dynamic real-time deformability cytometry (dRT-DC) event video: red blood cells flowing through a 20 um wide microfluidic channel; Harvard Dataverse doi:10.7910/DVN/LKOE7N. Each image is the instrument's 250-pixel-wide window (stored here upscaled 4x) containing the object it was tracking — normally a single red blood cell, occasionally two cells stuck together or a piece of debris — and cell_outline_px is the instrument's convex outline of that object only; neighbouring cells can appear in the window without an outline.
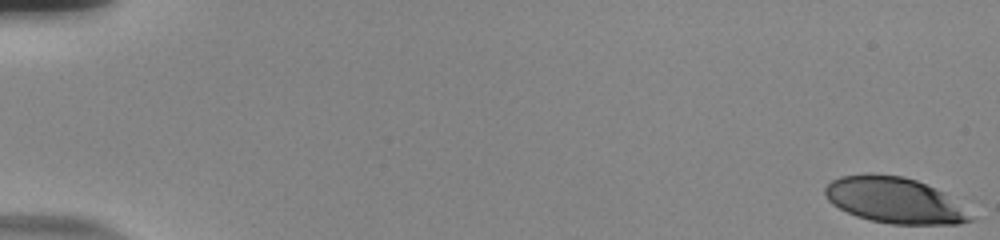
{"species": "human", "species_latin": "Homo sapiens", "temperature_condition": "room temperature", "stored_images_in_passage": 56, "camera_frame_rate_fps": 3000, "um_per_image_px": 0.085, "donor": {"sex": "male"}, "frame": {"image": 1, "passage_image": 1, "time_ms": 0.0, "image_size_px": [1000, 240], "cell_outline_px": [[976, 220], [956, 224], [892, 224], [872, 220], [856, 216], [832, 204], [824, 196], [824, 188], [832, 180], [840, 176], [904, 176], [916, 180], [944, 192]], "centroid_in_image_um": [76.03, 17.05], "position_along_channel_um": 9.0, "area_um2": 37.92}}
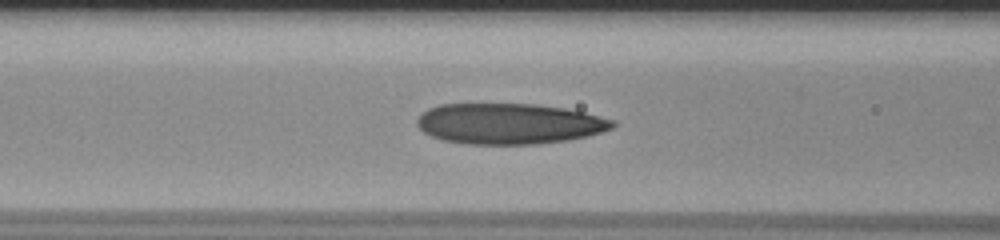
{"frame": {"image": 2, "passage_image": 25, "time_ms": 8.0, "image_size_px": [1000, 240], "cell_outline_px": [[616, 124], [612, 128], [588, 136], [568, 140], [536, 144], [464, 144], [444, 140], [432, 136], [424, 132], [416, 124], [416, 120], [428, 108], [440, 104], [536, 104], [564, 108], [584, 112], [616, 120]], "centroid_in_image_um": [43.29, 10.51], "position_along_channel_um": 123.3, "area_um2": 46.47}}
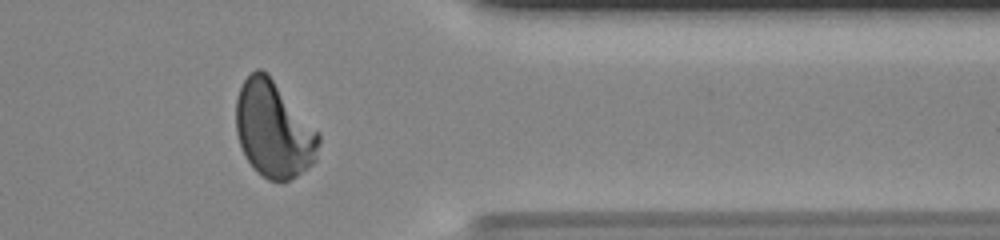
{"frame": {"image": 3, "passage_image": 47, "time_ms": 15.333, "image_size_px": [1000, 240], "cell_outline_px": [[320, 144], [316, 160], [308, 168], [296, 176], [288, 180], [268, 180], [248, 160], [240, 144], [236, 132], [236, 100], [240, 88], [244, 80], [256, 68], [260, 68], [268, 72], [320, 132]], "centroid_in_image_um": [23.29, 10.96], "position_along_channel_um": 388.1, "area_um2": 46.53}, "authors_computed_cell_mechanics": {"area_um2": 45.4019, "velocity_mm_per_s": 3.7443, "shape_relaxation_time_tau1_ms": 7.6972, "shape_relaxation_time_tau2_ms": 1.043, "deformation_change_tau1": 0.2499, "deformation_change_tau2": 0.0803}}